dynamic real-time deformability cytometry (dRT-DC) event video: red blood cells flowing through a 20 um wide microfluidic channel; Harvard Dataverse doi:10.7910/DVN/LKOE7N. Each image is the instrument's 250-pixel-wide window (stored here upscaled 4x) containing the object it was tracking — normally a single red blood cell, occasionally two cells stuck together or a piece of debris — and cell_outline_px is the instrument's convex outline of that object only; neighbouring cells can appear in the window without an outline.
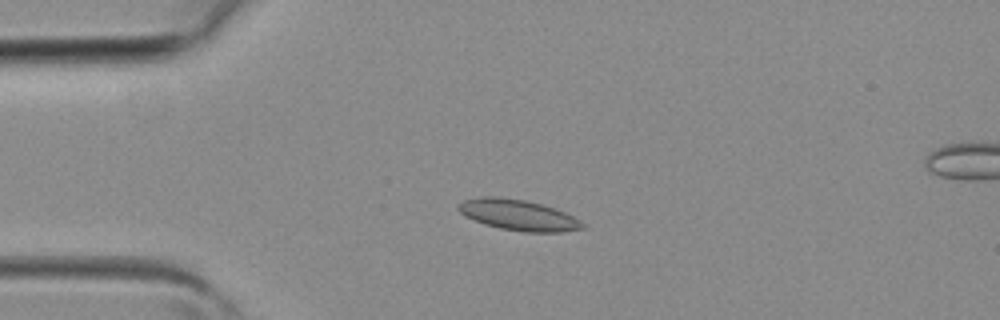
{"species": "common noctule bat (a hibernating species)", "species_latin": "Nyctalus noctula", "temperature_condition": "room temperature", "stored_images_in_passage": 3, "camera_frame_rate_fps": 3000, "um_per_image_px": 0.085, "animal": {"sex": "female", "body_mass_g": 19.3, "forearm_length_mm": 54.1}, "frame": {"image": 1, "passage_image": 2, "time_ms": 0.333, "image_size_px": [1000, 320], "cell_outline_px": [[588, 228], [560, 232], [524, 232], [500, 228], [484, 224], [464, 216], [456, 208], [456, 204], [464, 200], [484, 196], [496, 196], [524, 200], [540, 204], [564, 212], [580, 220]], "centroid_in_image_um": [44.03, 18.28], "position_along_channel_um": 41.0, "area_um2": 22.25}}